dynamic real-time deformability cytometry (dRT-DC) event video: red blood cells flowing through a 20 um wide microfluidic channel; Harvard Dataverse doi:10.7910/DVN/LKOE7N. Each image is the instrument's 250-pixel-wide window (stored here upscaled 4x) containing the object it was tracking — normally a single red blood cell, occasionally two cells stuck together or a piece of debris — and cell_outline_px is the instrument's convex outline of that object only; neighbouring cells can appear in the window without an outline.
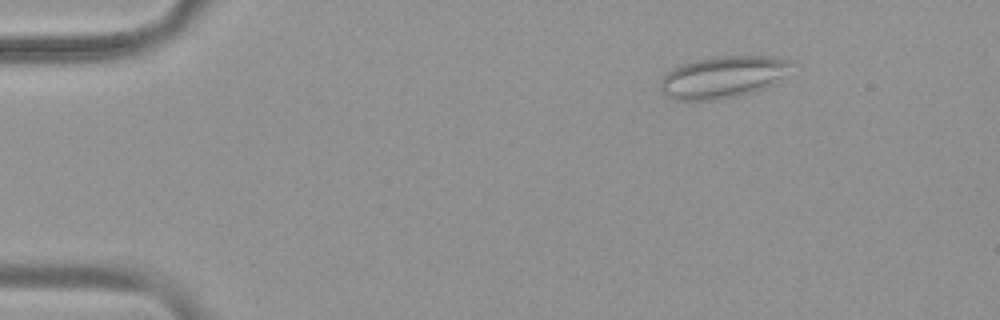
{"species": "common noctule bat (a hibernating species)", "species_latin": "Nyctalus noctula", "temperature_condition": "warm", "stored_images_in_passage": 54, "camera_frame_rate_fps": 3000, "um_per_image_px": 0.085, "animal": {"sex": "female", "body_mass_g": 19.9}, "frame": {"image": 1, "passage_image": 8, "time_ms": 2.333, "image_size_px": [1000, 320], "cell_outline_px": [[792, 64], [772, 84], [764, 88], [752, 92], [736, 96], [716, 100], [676, 100], [664, 96], [660, 92], [660, 80], [672, 68], [680, 64], [712, 56], [772, 56], [792, 60]], "centroid_in_image_um": [61.36, 6.55], "position_along_channel_um": 23.6, "area_um2": 31.85}}
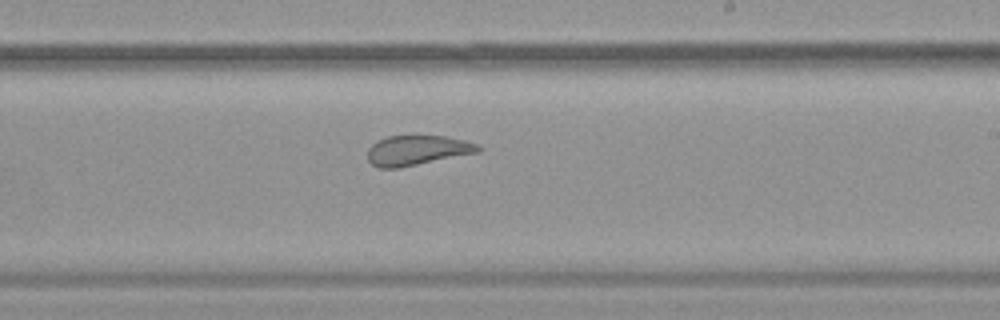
{"frame": {"image": 2, "passage_image": 33, "time_ms": 10.667, "image_size_px": [1000, 320], "cell_outline_px": [[484, 148], [480, 152], [400, 168], [380, 168], [372, 164], [368, 160], [368, 148], [372, 144], [388, 136], [444, 136], [464, 140], [476, 144]], "centroid_in_image_um": [35.48, 12.79], "position_along_channel_um": 253.5, "area_um2": 19.25}}
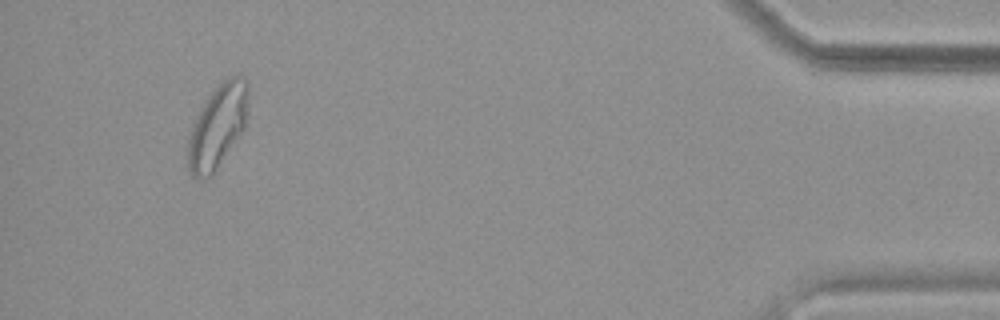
{"frame": {"image": 3, "passage_image": 51, "time_ms": 16.667, "image_size_px": [1000, 320], "cell_outline_px": [[248, 124], [212, 176], [200, 180], [196, 180], [192, 176], [184, 164], [188, 136], [192, 124], [204, 100], [228, 76], [244, 76], [248, 80]], "centroid_in_image_um": [18.47, 10.8], "position_along_channel_um": 416.7, "area_um2": 30.52}, "authors_computed_cell_mechanics": {"area_um2": 26.1834, "velocity_mm_per_s": 3.7767, "shape_relaxation_time_tau1_ms": null, "shape_relaxation_time_tau2_ms": 1.0265, "deformation_change_tau1": null, "deformation_change_tau2": 0.0875}}